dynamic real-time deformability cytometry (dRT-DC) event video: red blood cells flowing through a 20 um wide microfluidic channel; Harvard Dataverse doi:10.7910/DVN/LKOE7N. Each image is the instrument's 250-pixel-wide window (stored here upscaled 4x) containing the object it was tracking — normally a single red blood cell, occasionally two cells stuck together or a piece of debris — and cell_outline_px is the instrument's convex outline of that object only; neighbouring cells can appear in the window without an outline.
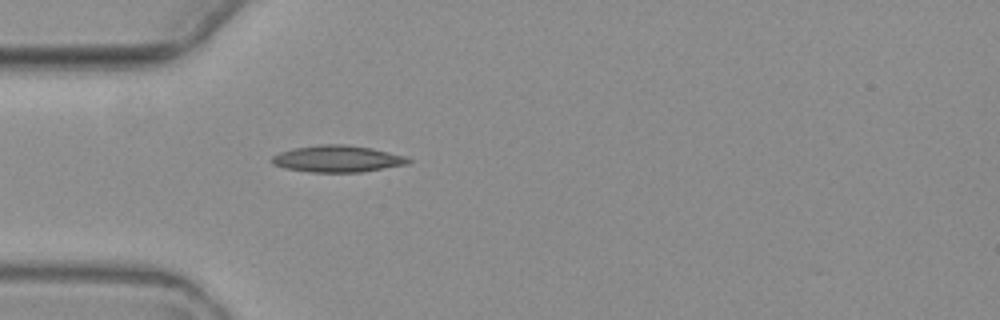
{"species": "common noctule bat (a hibernating species)", "species_latin": "Nyctalus noctula", "temperature_condition": "warm", "stored_images_in_passage": 1, "camera_frame_rate_fps": 3000, "um_per_image_px": 0.085, "animal": {"sex": "female", "body_mass_g": 19.3, "forearm_length_mm": 54.1}, "frame": {"image": 1, "passage_image": 1, "time_ms": 0.0, "image_size_px": [1000, 320], "cell_outline_px": [[412, 160], [408, 164], [360, 172], [308, 172], [284, 168], [272, 164], [272, 156], [280, 152], [292, 148], [320, 144], [344, 144], [372, 148], [408, 156]], "centroid_in_image_um": [28.69, 13.49], "position_along_channel_um": 56.3, "area_um2": 21.39}}